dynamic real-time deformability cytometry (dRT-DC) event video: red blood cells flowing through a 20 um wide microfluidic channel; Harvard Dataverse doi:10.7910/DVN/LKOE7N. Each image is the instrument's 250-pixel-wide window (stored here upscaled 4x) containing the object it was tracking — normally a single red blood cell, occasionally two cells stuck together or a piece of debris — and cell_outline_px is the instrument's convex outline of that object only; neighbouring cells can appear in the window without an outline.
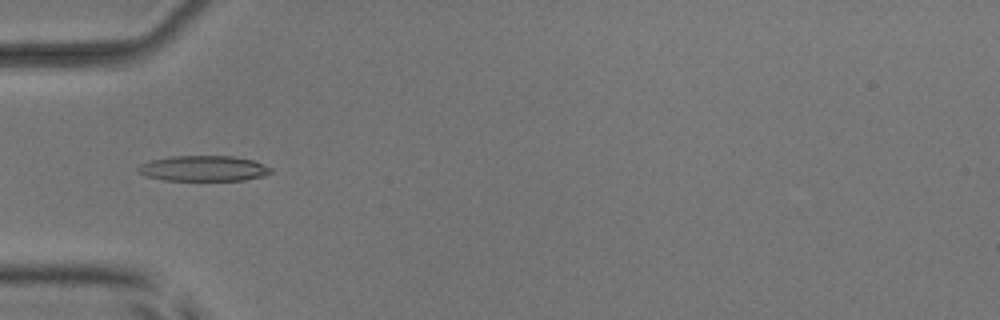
{"species": "common noctule bat (a hibernating species)", "species_latin": "Nyctalus noctula", "temperature_condition": "room temperature", "stored_images_in_passage": 5, "camera_frame_rate_fps": 3000, "um_per_image_px": 0.085, "animal": {"sex": "male", "body_mass_g": 17.9, "forearm_length_mm": 54.2}, "frame": {"image": 1, "passage_image": 1, "time_ms": 0.0, "image_size_px": [1000, 320], "cell_outline_px": [[272, 172], [264, 176], [244, 180], [164, 180], [144, 176], [136, 168], [140, 164], [152, 160], [172, 156], [232, 156], [252, 160], [272, 168]], "centroid_in_image_um": [17.29, 14.32], "position_along_channel_um": 67.7, "area_um2": 19.65}}
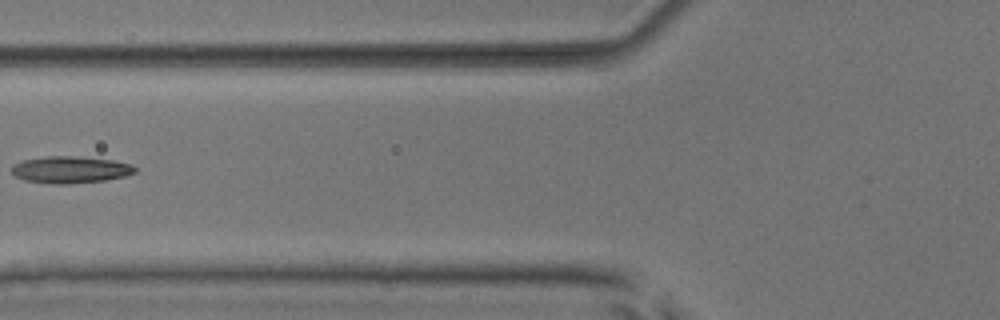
{"frame": {"image": 2, "passage_image": 2, "time_ms": 1.333, "image_size_px": [1000, 320], "cell_outline_px": [[136, 172], [128, 176], [104, 180], [68, 184], [52, 184], [24, 180], [12, 176], [12, 164], [24, 160], [44, 156], [76, 156], [112, 160], [132, 164], [136, 168]], "centroid_in_image_um": [5.97, 14.42], "position_along_channel_um": 119.8, "area_um2": 19.54}}
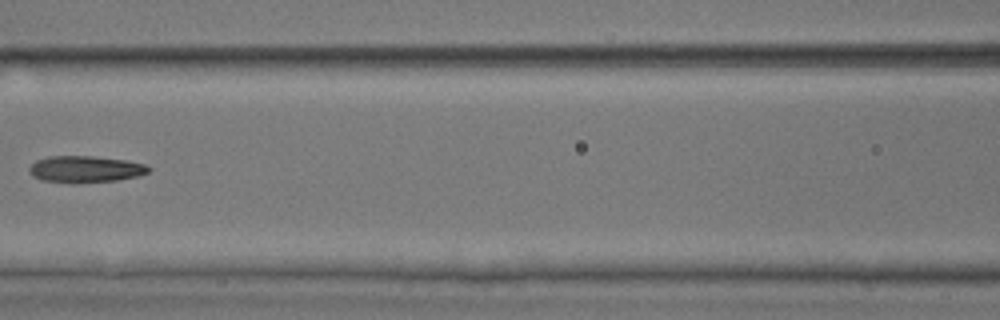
{"frame": {"image": 3, "passage_image": 3, "time_ms": 2.333, "image_size_px": [1000, 320], "cell_outline_px": [[152, 168], [148, 172], [136, 176], [116, 180], [76, 184], [72, 184], [44, 180], [32, 176], [28, 172], [28, 168], [36, 160], [48, 156], [92, 156], [124, 160], [144, 164]], "centroid_in_image_um": [7.21, 14.39], "position_along_channel_um": 159.4, "area_um2": 18.61}}